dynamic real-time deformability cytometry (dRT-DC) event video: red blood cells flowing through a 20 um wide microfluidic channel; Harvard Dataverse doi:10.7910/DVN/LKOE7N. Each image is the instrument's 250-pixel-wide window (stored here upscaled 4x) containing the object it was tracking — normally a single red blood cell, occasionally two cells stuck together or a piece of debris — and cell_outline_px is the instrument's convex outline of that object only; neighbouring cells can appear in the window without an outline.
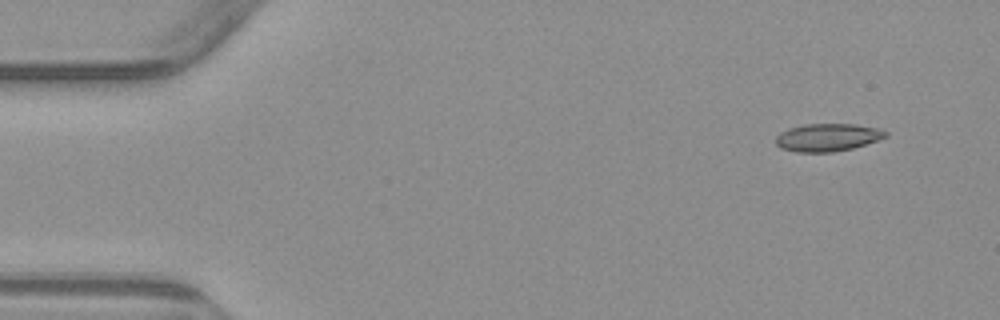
{"species": "common noctule bat (a hibernating species)", "species_latin": "Nyctalus noctula", "temperature_condition": "warm", "stored_images_in_passage": 3, "camera_frame_rate_fps": 3000, "um_per_image_px": 0.085, "animal": {"sex": "male", "body_mass_g": 23.1, "forearm_length_mm": 52.7}, "frame": {"image": 1, "passage_image": 1, "time_ms": 0.0, "image_size_px": [1000, 320], "cell_outline_px": [[888, 136], [852, 148], [832, 152], [796, 152], [780, 148], [776, 144], [776, 136], [780, 132], [788, 128], [804, 124], [856, 124], [876, 128], [888, 132]], "centroid_in_image_um": [70.3, 11.67], "position_along_channel_um": 14.7, "area_um2": 17.69}}